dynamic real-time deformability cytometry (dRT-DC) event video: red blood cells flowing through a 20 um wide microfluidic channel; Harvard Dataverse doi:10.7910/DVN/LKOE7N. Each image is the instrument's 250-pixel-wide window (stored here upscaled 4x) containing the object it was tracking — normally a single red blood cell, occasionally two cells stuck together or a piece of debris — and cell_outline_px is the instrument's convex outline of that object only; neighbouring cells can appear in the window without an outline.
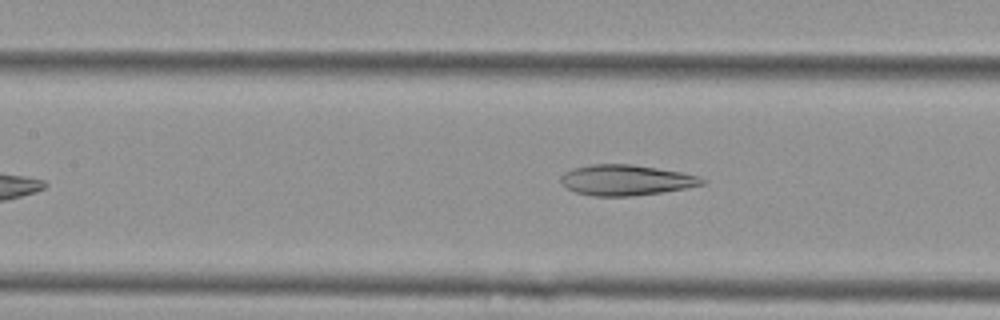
{"species": "Egyptian fruit bat (a non-hibernating species)", "species_latin": "Rousettus aegyptiacus", "temperature_condition": "cold", "stored_images_in_passage": 44, "camera_frame_rate_fps": 3000, "um_per_image_px": 0.085, "animal": {"sex": "female"}, "frame": {"image": 1, "passage_image": 15, "time_ms": 4.667, "image_size_px": [1000, 320], "cell_outline_px": [[708, 180], [704, 184], [664, 192], [628, 196], [592, 196], [576, 192], [568, 188], [560, 180], [560, 176], [564, 172], [572, 168], [592, 164], [632, 164], [680, 172], [696, 176]], "centroid_in_image_um": [53.19, 15.3], "position_along_channel_um": 154.2, "area_um2": 25.03}}
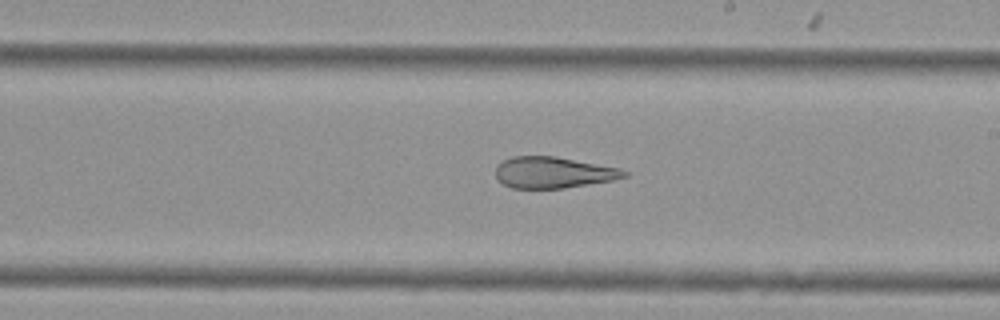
{"frame": {"image": 2, "passage_image": 22, "time_ms": 7.0, "image_size_px": [1000, 320], "cell_outline_px": [[628, 176], [612, 180], [564, 188], [512, 188], [504, 184], [496, 176], [496, 164], [500, 160], [512, 156], [556, 156], [620, 168], [628, 172]], "centroid_in_image_um": [47.01, 14.65], "position_along_channel_um": 242.0, "area_um2": 23.47}}
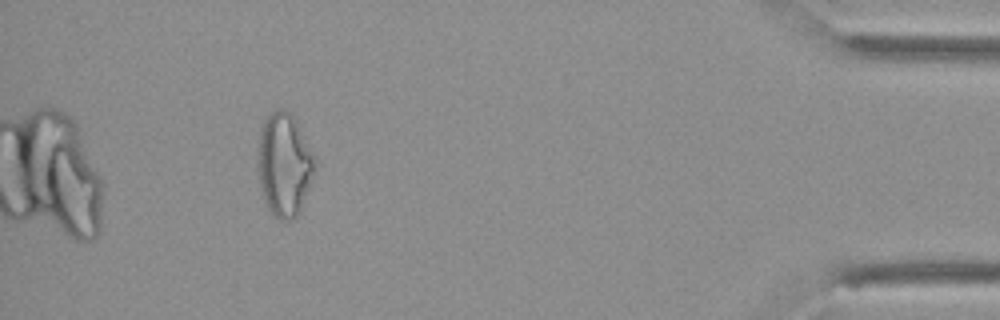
{"frame": {"image": 3, "passage_image": 40, "time_ms": 13.0, "image_size_px": [1000, 320], "cell_outline_px": [[316, 164], [300, 212], [292, 220], [280, 220], [264, 204], [260, 184], [256, 156], [260, 128], [264, 116], [276, 108], [284, 108], [292, 112], [316, 156]], "centroid_in_image_um": [24.14, 13.92], "position_along_channel_um": 411.1, "area_um2": 35.14}, "authors_computed_cell_mechanics": {"area_um2": 28.3509, "velocity_mm_per_s": 3.7908, "shape_relaxation_time_tau1_ms": null, "shape_relaxation_time_tau2_ms": 2.28, "deformation_change_tau1": null, "deformation_change_tau2": 0.1016}}